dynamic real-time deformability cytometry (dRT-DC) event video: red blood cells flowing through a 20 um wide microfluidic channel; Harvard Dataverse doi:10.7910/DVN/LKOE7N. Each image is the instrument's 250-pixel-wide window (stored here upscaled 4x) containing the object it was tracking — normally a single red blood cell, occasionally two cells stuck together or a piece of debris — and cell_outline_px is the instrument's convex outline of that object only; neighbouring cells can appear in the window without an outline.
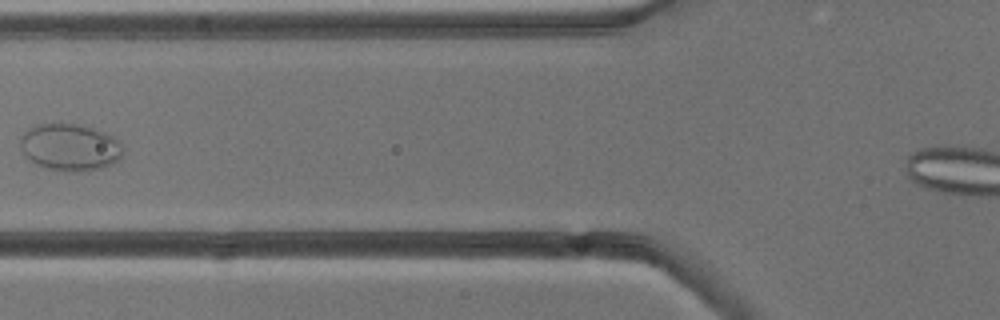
{"species": "common noctule bat (a hibernating species)", "species_latin": "Nyctalus noctula", "temperature_condition": "cold", "stored_images_in_passage": 9, "camera_frame_rate_fps": 3000, "um_per_image_px": 0.085, "animal": {"sex": "male", "body_mass_g": 13.3}, "frame": {"image": 1, "passage_image": 7, "time_ms": 7.0, "image_size_px": [1000, 320], "cell_outline_px": [[124, 156], [120, 160], [112, 164], [88, 172], [64, 172], [44, 168], [28, 160], [24, 156], [20, 148], [20, 136], [28, 128], [40, 124], [76, 124], [92, 128], [104, 132], [120, 140], [124, 152]], "centroid_in_image_um": [5.95, 12.55], "position_along_channel_um": 119.8, "area_um2": 28.78}}
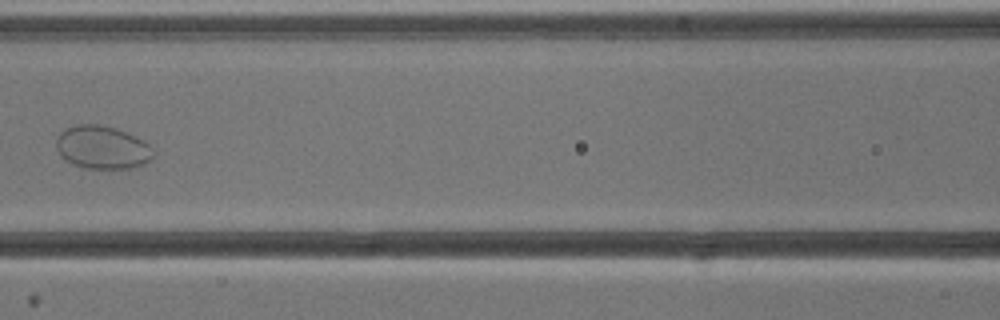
{"frame": {"image": 2, "passage_image": 8, "time_ms": 8.0, "image_size_px": [1000, 320], "cell_outline_px": [[152, 160], [144, 164], [132, 168], [84, 168], [72, 164], [60, 156], [56, 148], [56, 140], [60, 132], [64, 128], [76, 124], [96, 124], [116, 128], [144, 140], [148, 144], [152, 156]], "centroid_in_image_um": [8.65, 12.52], "position_along_channel_um": 158.0, "area_um2": 24.39}}